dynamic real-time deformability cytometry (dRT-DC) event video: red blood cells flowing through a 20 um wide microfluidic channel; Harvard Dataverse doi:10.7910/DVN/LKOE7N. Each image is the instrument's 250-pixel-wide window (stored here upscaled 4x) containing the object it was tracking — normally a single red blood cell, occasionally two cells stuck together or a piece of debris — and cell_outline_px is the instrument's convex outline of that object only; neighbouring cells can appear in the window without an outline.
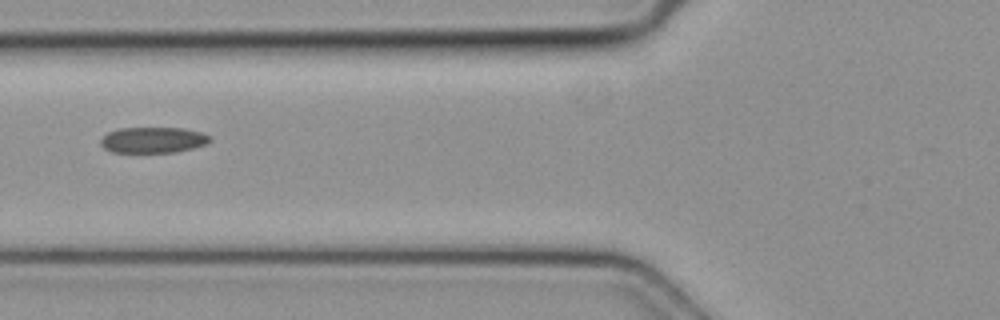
{"species": "common noctule bat (a hibernating species)", "species_latin": "Nyctalus noctula", "temperature_condition": "cold", "stored_images_in_passage": 3, "camera_frame_rate_fps": 3000, "um_per_image_px": 0.085, "animal": {"sex": "female", "body_mass_g": 19.3, "forearm_length_mm": 54.1}, "frame": {"image": 1, "passage_image": 2, "time_ms": 0.333, "image_size_px": [1000, 320], "cell_outline_px": [[208, 140], [204, 144], [192, 148], [172, 152], [112, 152], [104, 148], [100, 144], [100, 140], [108, 132], [120, 128], [184, 128], [200, 132], [208, 136]], "centroid_in_image_um": [12.94, 11.89], "position_along_channel_um": 112.9, "area_um2": 16.13}}
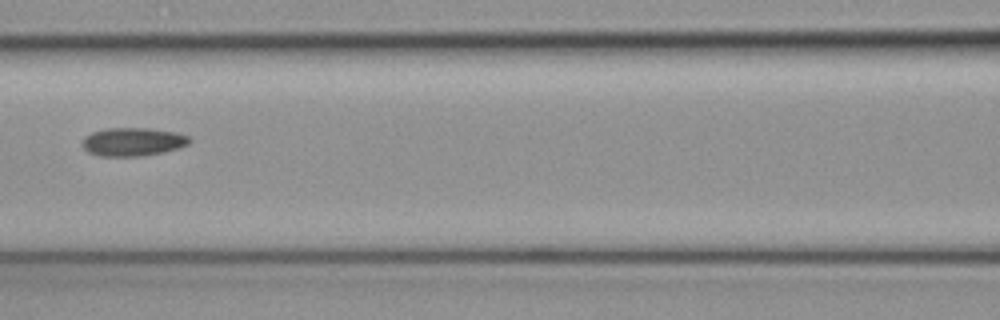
{"frame": {"image": 2, "passage_image": 3, "time_ms": 0.667, "image_size_px": [1000, 320], "cell_outline_px": [[192, 140], [188, 144], [164, 152], [140, 156], [100, 156], [88, 152], [84, 148], [84, 140], [92, 132], [104, 128], [148, 128], [176, 132], [188, 136]], "centroid_in_image_um": [11.32, 12.05], "position_along_channel_um": 155.3, "area_um2": 17.51}}